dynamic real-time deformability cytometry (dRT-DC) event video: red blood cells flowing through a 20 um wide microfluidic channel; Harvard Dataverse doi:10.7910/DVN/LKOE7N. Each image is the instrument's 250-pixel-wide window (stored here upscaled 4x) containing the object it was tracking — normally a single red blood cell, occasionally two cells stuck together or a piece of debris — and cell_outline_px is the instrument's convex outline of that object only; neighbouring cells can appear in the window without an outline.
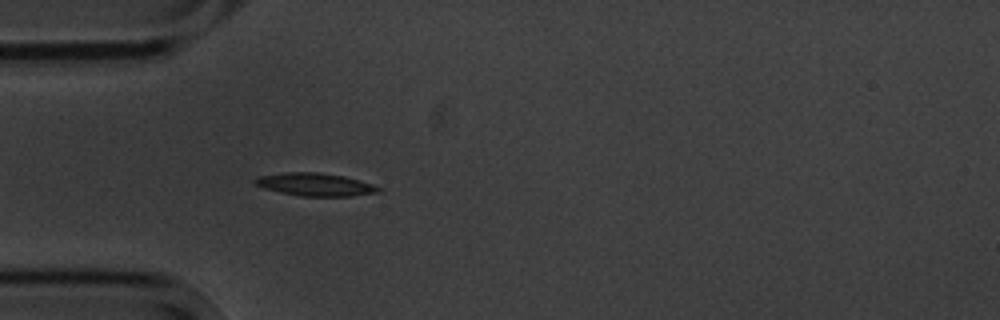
{"species": "common noctule bat (a hibernating species)", "species_latin": "Nyctalus noctula", "temperature_condition": "cold", "stored_images_in_passage": 1, "camera_frame_rate_fps": 3000, "um_per_image_px": 0.085, "animal": {"sex": "male", "body_mass_g": 20.1, "forearm_length_mm": 53.5}, "frame": {"image": 1, "passage_image": 1, "time_ms": 0.0, "image_size_px": [1000, 320], "cell_outline_px": [[384, 188], [380, 192], [352, 196], [300, 196], [280, 192], [264, 188], [252, 184], [252, 180], [256, 176], [284, 172], [320, 172], [344, 176], [372, 184]], "centroid_in_image_um": [26.76, 15.67], "position_along_channel_um": 58.2, "area_um2": 16.7}}